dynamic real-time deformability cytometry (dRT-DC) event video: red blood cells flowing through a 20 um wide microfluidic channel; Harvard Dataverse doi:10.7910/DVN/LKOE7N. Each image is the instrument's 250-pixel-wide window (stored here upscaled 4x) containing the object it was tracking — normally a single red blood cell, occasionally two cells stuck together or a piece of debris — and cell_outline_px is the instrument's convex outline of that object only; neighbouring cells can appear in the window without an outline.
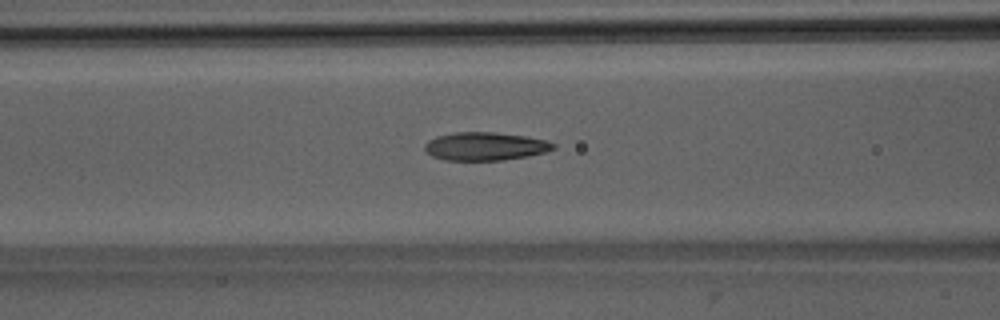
{"species": "Egyptian fruit bat (a non-hibernating species)", "species_latin": "Rousettus aegyptiacus", "temperature_condition": "room temperature", "stored_images_in_passage": 46, "camera_frame_rate_fps": 3000, "um_per_image_px": 0.085, "animal": {"sex": "male"}, "frame": {"image": 1, "passage_image": 21, "time_ms": 6.667, "image_size_px": [1000, 320], "cell_outline_px": [[556, 148], [544, 152], [528, 156], [504, 160], [444, 160], [432, 156], [424, 152], [424, 144], [428, 140], [436, 136], [456, 132], [496, 132], [524, 136], [544, 140], [556, 144]], "centroid_in_image_um": [41.2, 12.44], "position_along_channel_um": 125.4, "area_um2": 21.21}}
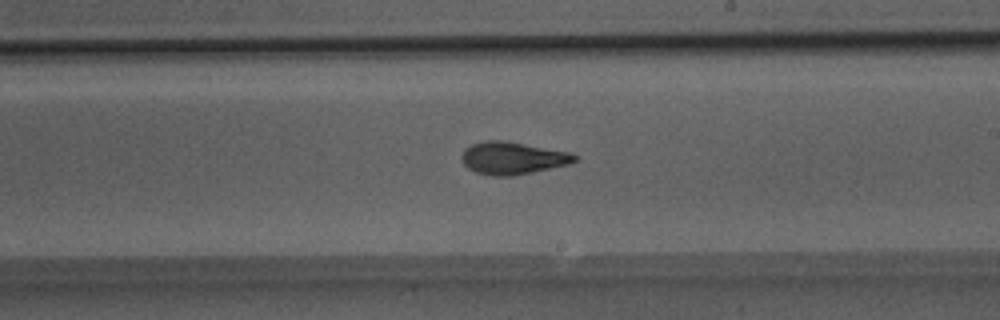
{"frame": {"image": 2, "passage_image": 30, "time_ms": 9.667, "image_size_px": [1000, 320], "cell_outline_px": [[580, 160], [568, 164], [532, 172], [512, 176], [492, 176], [476, 172], [468, 168], [464, 164], [460, 156], [464, 148], [472, 144], [484, 140], [504, 140], [568, 152], [576, 156]], "centroid_in_image_um": [43.53, 13.43], "position_along_channel_um": 245.5, "area_um2": 21.33}}
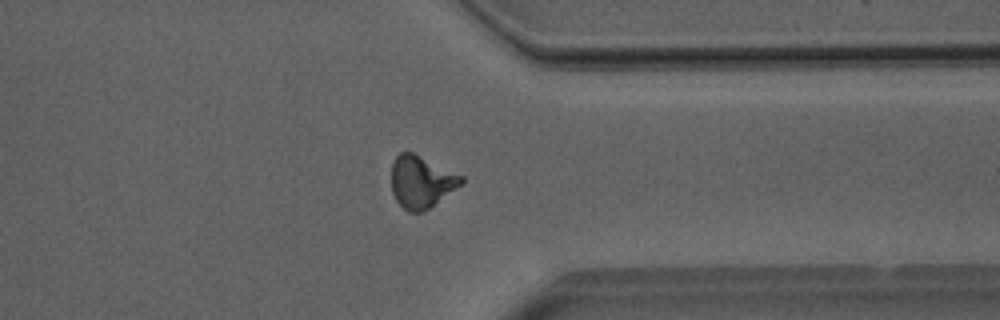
{"frame": {"image": 3, "passage_image": 40, "time_ms": 13.0, "image_size_px": [1000, 320], "cell_outline_px": [[464, 184], [428, 208], [420, 212], [408, 212], [396, 200], [392, 192], [392, 164], [396, 156], [400, 152], [412, 152], [464, 176]], "centroid_in_image_um": [35.83, 15.45], "position_along_channel_um": 375.6, "area_um2": 21.15}}